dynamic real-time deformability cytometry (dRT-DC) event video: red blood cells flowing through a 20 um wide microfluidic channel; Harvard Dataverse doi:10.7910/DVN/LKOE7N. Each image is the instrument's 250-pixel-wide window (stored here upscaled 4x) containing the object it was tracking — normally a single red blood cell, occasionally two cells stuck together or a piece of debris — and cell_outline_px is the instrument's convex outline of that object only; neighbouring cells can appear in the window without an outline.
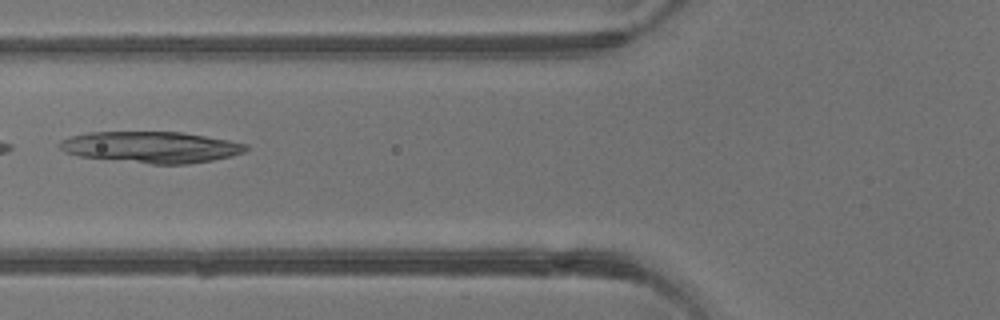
{"species": "common noctule bat (a hibernating species)", "species_latin": "Nyctalus noctula", "temperature_condition": "warm", "stored_images_in_passage": 5, "camera_frame_rate_fps": 3000, "um_per_image_px": 0.085, "animal": {"sex": "male", "body_mass_g": 13.3}, "frame": {"image": 1, "passage_image": 5, "time_ms": 4.667, "image_size_px": [1000, 320], "cell_outline_px": [[248, 148], [244, 152], [232, 156], [212, 160], [188, 164], [152, 164], [80, 156], [64, 152], [56, 144], [60, 140], [72, 136], [88, 132], [180, 132], [228, 140], [248, 144]], "centroid_in_image_um": [12.84, 12.51], "position_along_channel_um": 113.0, "area_um2": 33.87}}